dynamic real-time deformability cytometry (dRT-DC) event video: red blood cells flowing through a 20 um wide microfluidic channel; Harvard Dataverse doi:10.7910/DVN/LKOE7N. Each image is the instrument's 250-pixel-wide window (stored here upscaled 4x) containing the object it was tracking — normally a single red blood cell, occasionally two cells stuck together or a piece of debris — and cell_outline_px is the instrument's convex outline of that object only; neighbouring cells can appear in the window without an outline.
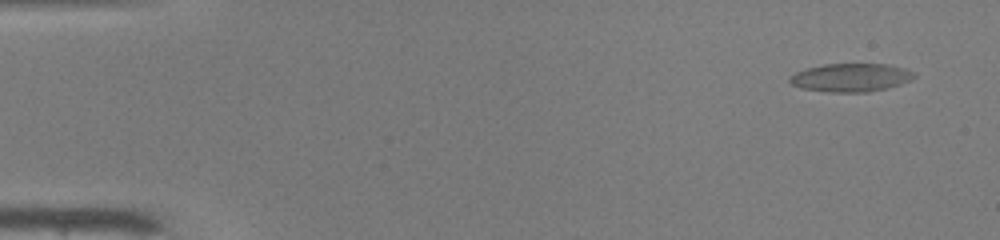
{"species": "common noctule bat (a hibernating species)", "species_latin": "Nyctalus noctula", "temperature_condition": "warm", "stored_images_in_passage": 52, "camera_frame_rate_fps": 3000, "um_per_image_px": 0.085, "animal": {"sex": "male", "body_mass_g": 19.0, "forearm_length_mm": 50.8}, "frame": {"image": 1, "passage_image": 3, "time_ms": 0.667, "image_size_px": [1000, 240], "cell_outline_px": [[916, 76], [912, 80], [888, 88], [868, 92], [832, 92], [800, 88], [792, 84], [788, 80], [788, 76], [796, 72], [808, 68], [824, 64], [884, 64], [904, 68], [916, 72]], "centroid_in_image_um": [72.34, 6.59], "position_along_channel_um": 12.7, "area_um2": 20.58}}
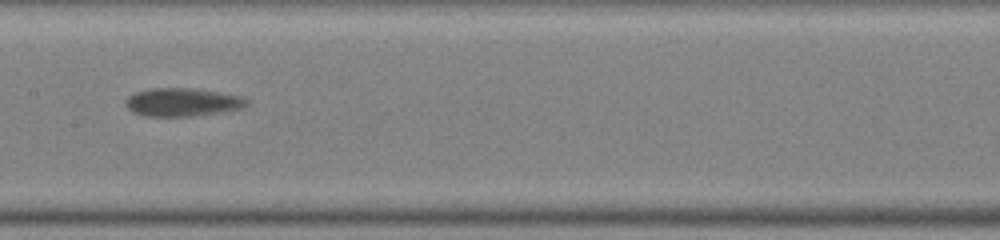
{"frame": {"image": 2, "passage_image": 27, "time_ms": 8.667, "image_size_px": [1000, 240], "cell_outline_px": [[248, 104], [240, 108], [192, 116], [148, 116], [132, 112], [128, 108], [128, 96], [136, 92], [156, 88], [192, 88], [240, 96], [248, 100]], "centroid_in_image_um": [15.49, 8.68], "position_along_channel_um": 191.9, "area_um2": 19.31}}
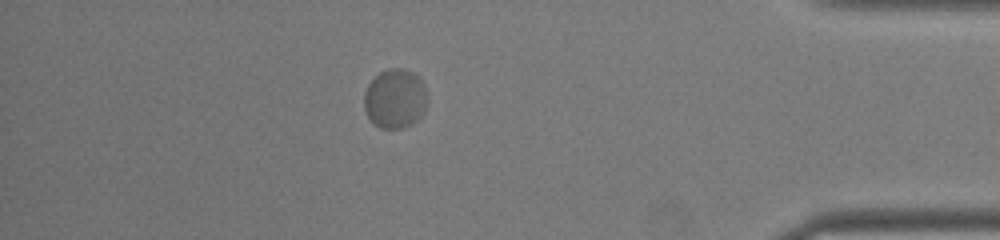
{"frame": {"image": 3, "passage_image": 46, "time_ms": 15.0, "image_size_px": [1000, 240], "cell_outline_px": [[428, 100], [424, 112], [412, 124], [404, 128], [380, 128], [372, 124], [364, 108], [364, 92], [368, 84], [380, 72], [388, 68], [404, 68], [412, 72], [424, 84], [428, 92]], "centroid_in_image_um": [33.59, 8.39], "position_along_channel_um": 401.6, "area_um2": 22.2}, "authors_computed_cell_mechanics": {"area_um2": 19.6809, "velocity_mm_per_s": 3.8935, "shape_relaxation_time_tau1_ms": 1.7262, "shape_relaxation_time_tau2_ms": null, "deformation_change_tau1": 0.0634, "deformation_change_tau2": null}}